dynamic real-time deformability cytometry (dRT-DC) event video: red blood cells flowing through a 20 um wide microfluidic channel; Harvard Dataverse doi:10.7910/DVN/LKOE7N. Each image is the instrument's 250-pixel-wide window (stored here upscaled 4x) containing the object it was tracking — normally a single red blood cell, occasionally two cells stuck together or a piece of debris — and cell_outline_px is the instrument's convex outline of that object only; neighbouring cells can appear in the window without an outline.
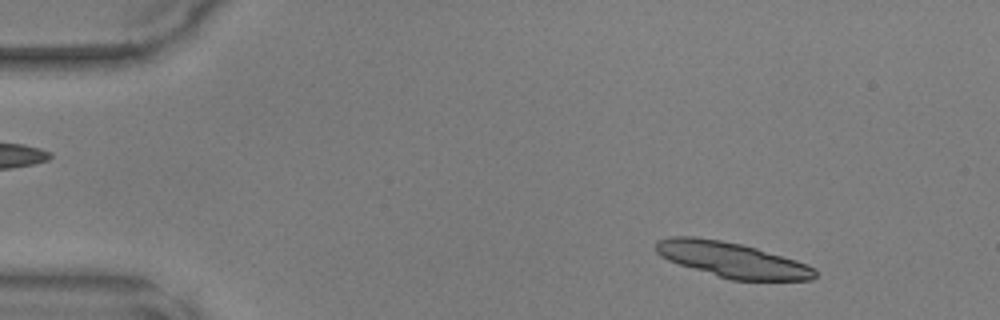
{"species": "common noctule bat (a hibernating species)", "species_latin": "Nyctalus noctula", "temperature_condition": "warm", "stored_images_in_passage": 47, "segment_of_instrument_passage": [1, 2], "camera_frame_rate_fps": 3000, "um_per_image_px": 0.085, "animal": {"sex": "male", "body_mass_g": 17.9, "forearm_length_mm": 54.2}, "frame": {"image": 1, "passage_image": 5, "time_ms": 1.333, "image_size_px": [1000, 320], "cell_outline_px": [[816, 276], [812, 280], [732, 280], [680, 264], [668, 260], [660, 256], [656, 252], [656, 240], [668, 236], [692, 236], [720, 240], [740, 244], [756, 248], [796, 260], [808, 264], [816, 268]], "centroid_in_image_um": [62.22, 22.07], "position_along_channel_um": 22.8, "area_um2": 32.43}}